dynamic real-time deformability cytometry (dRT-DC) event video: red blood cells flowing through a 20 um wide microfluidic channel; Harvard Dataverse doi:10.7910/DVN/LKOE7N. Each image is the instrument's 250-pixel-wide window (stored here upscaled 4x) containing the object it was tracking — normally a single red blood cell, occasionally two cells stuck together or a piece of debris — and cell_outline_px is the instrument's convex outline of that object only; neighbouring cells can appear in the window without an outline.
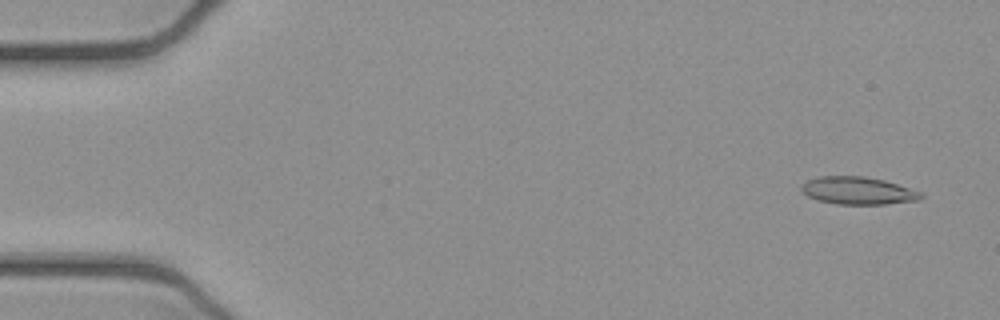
{"species": "common noctule bat (a hibernating species)", "species_latin": "Nyctalus noctula", "temperature_condition": "cold", "stored_images_in_passage": 52, "camera_frame_rate_fps": 3000, "um_per_image_px": 0.085, "animal": {"sex": "female", "body_mass_g": 21.9}, "frame": {"image": 1, "passage_image": 3, "time_ms": 0.667, "image_size_px": [1000, 320], "cell_outline_px": [[924, 196], [920, 200], [884, 204], [836, 204], [820, 200], [808, 196], [800, 188], [800, 184], [808, 180], [820, 176], [864, 176], [884, 180], [924, 192]], "centroid_in_image_um": [72.97, 16.2], "position_along_channel_um": 12.0, "area_um2": 19.25}}
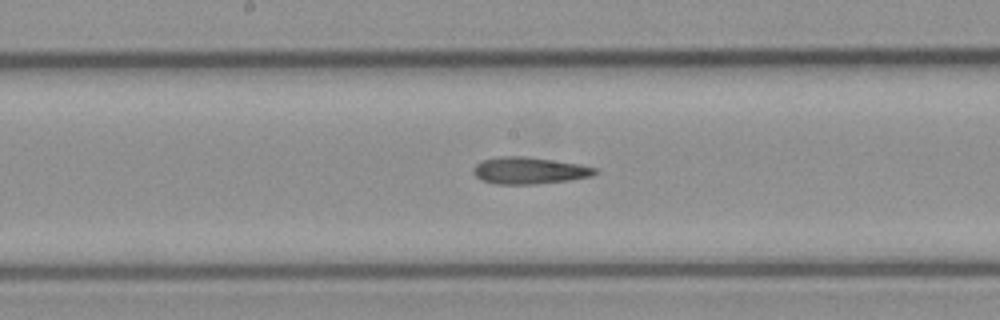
{"frame": {"image": 2, "passage_image": 27, "time_ms": 8.667, "image_size_px": [1000, 320], "cell_outline_px": [[600, 172], [592, 176], [568, 180], [536, 184], [496, 184], [480, 180], [472, 172], [472, 168], [476, 164], [484, 160], [500, 156], [524, 156], [580, 164], [596, 168]], "centroid_in_image_um": [44.98, 14.5], "position_along_channel_um": 203.2, "area_um2": 19.07}}
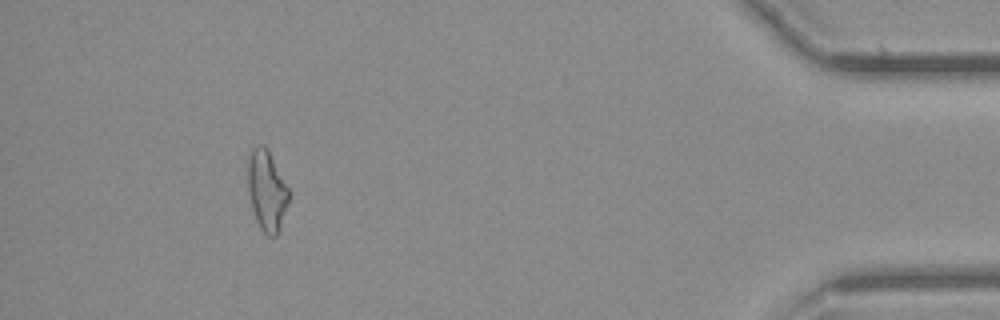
{"frame": {"image": 3, "passage_image": 48, "time_ms": 15.667, "image_size_px": [1000, 320], "cell_outline_px": [[288, 200], [280, 228], [276, 236], [268, 236], [260, 228], [256, 220], [252, 208], [248, 192], [248, 152], [256, 144], [264, 144], [268, 148], [288, 188]], "centroid_in_image_um": [22.65, 16.14], "position_along_channel_um": 412.6, "area_um2": 19.19}, "authors_computed_cell_mechanics": {"area_um2": 19.074, "velocity_mm_per_s": 3.9198, "shape_relaxation_time_tau1_ms": null, "shape_relaxation_time_tau2_ms": 6.8574, "deformation_change_tau1": null, "deformation_change_tau2": 0.1986}}